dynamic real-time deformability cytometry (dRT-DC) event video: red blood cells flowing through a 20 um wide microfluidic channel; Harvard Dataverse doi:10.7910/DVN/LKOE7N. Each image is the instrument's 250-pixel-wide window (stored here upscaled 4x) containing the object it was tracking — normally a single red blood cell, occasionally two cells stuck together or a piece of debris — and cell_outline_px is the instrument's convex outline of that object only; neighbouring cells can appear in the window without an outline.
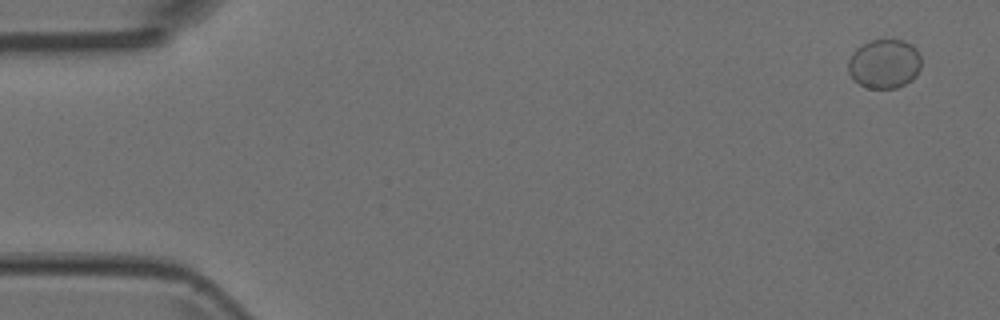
{"species": "Egyptian fruit bat (a non-hibernating species)", "species_latin": "Rousettus aegyptiacus", "temperature_condition": "room temperature", "stored_images_in_passage": 5, "camera_frame_rate_fps": 3000, "um_per_image_px": 0.085, "animal": {"sex": "female"}, "frame": {"image": 1, "passage_image": 1, "time_ms": 0.0, "image_size_px": [1000, 320], "cell_outline_px": [[920, 68], [916, 76], [912, 80], [896, 88], [868, 88], [860, 84], [848, 72], [848, 60], [852, 52], [856, 48], [872, 40], [904, 40], [912, 44], [916, 48], [920, 56]], "centroid_in_image_um": [75.18, 5.41], "position_along_channel_um": 9.8, "area_um2": 20.92}}
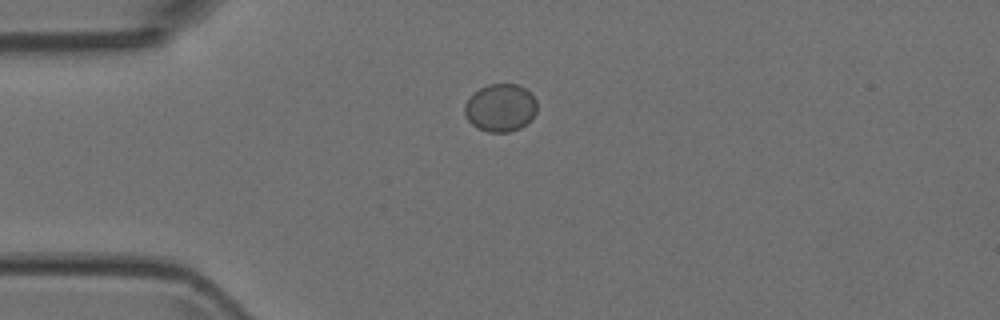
{"frame": {"image": 2, "passage_image": 4, "time_ms": 1.0, "image_size_px": [1000, 320], "cell_outline_px": [[536, 112], [520, 128], [508, 132], [488, 132], [476, 128], [468, 120], [464, 112], [464, 104], [480, 88], [488, 84], [520, 84], [536, 100]], "centroid_in_image_um": [42.51, 9.16], "position_along_channel_um": 42.5, "area_um2": 19.88}}